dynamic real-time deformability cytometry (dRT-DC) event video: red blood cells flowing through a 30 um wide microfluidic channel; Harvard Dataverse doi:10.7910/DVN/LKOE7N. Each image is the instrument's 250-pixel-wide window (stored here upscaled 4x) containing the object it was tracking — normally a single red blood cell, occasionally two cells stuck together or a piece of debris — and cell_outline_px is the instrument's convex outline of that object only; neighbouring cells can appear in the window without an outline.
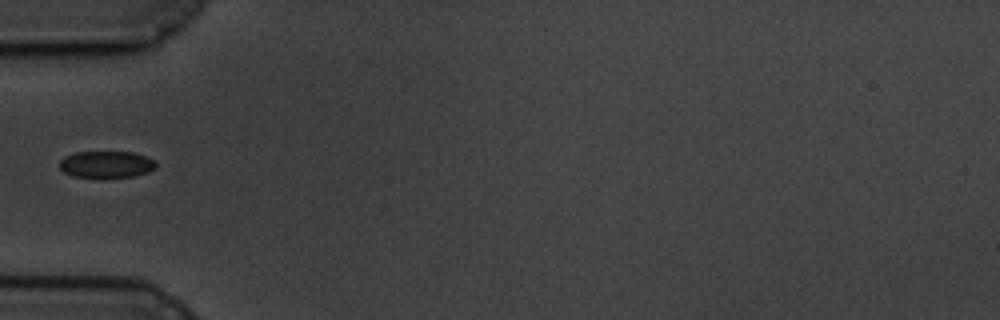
{"species": "common noctule bat (a hibernating species)", "species_latin": "Nyctalus noctula", "temperature_condition": "cold", "stored_images_in_passage": 41, "camera_frame_rate_fps": 3000, "um_per_image_px": 0.085, "animal": {"sex": "male", "body_mass_g": 19.5, "forearm_length_mm": 54.6}, "frame": {"image": 1, "passage_image": 1, "time_ms": 0.0, "image_size_px": [1000, 320], "cell_outline_px": [[156, 168], [148, 172], [132, 176], [72, 176], [64, 172], [60, 168], [60, 160], [64, 156], [76, 152], [132, 152], [144, 156], [152, 160], [156, 164]], "centroid_in_image_um": [9.01, 13.95], "position_along_channel_um": 76.0, "area_um2": 14.62}}
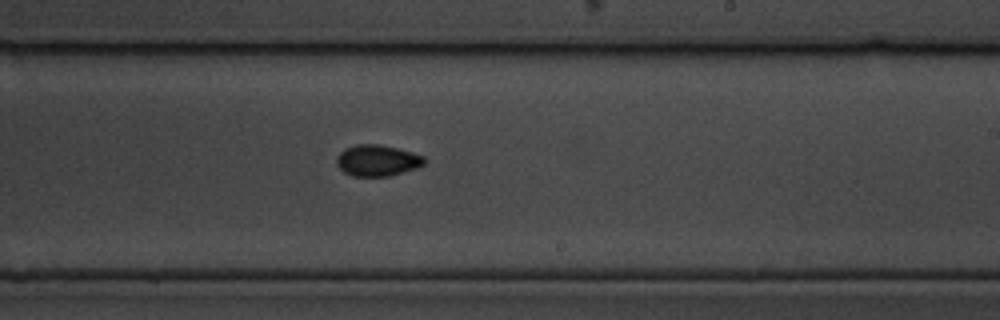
{"frame": {"image": 2, "passage_image": 17, "time_ms": 5.333, "image_size_px": [1000, 320], "cell_outline_px": [[424, 164], [416, 168], [388, 176], [352, 176], [344, 172], [336, 164], [336, 156], [344, 148], [356, 144], [380, 144], [412, 152], [424, 156]], "centroid_in_image_um": [32.03, 13.63], "position_along_channel_um": 257.0, "area_um2": 15.95}}
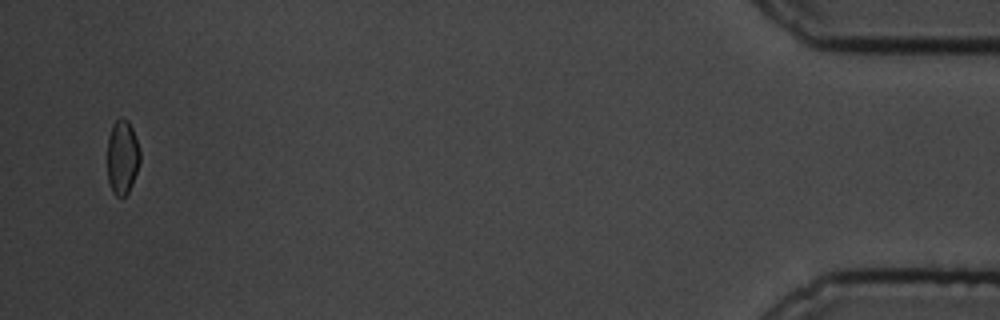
{"frame": {"image": 3, "passage_image": 39, "time_ms": 12.667, "image_size_px": [1000, 320], "cell_outline_px": [[140, 160], [132, 184], [128, 192], [124, 196], [116, 196], [112, 192], [108, 180], [108, 136], [112, 124], [120, 116], [124, 116], [128, 120], [132, 128], [140, 148]], "centroid_in_image_um": [10.4, 13.31], "position_along_channel_um": 424.8, "area_um2": 14.28}}